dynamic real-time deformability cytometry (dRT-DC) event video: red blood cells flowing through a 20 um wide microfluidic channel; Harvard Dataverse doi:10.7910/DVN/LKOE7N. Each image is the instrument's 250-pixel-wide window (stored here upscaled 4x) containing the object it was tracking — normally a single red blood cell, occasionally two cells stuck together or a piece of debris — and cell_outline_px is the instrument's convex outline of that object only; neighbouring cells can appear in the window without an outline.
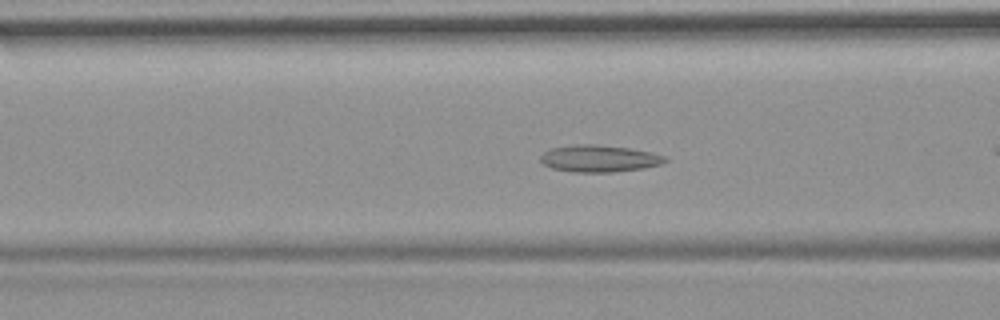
{"species": "common noctule bat (a hibernating species)", "species_latin": "Nyctalus noctula", "temperature_condition": "room temperature", "stored_images_in_passage": 48, "camera_frame_rate_fps": 3000, "um_per_image_px": 0.085, "animal": {"sex": "female", "body_mass_g": 19.9}, "frame": {"image": 1, "passage_image": 14, "time_ms": 4.333, "image_size_px": [1000, 320], "cell_outline_px": [[668, 160], [660, 164], [644, 168], [612, 172], [572, 172], [552, 168], [544, 164], [540, 160], [540, 156], [544, 152], [552, 148], [572, 144], [596, 144], [628, 148], [652, 152], [664, 156]], "centroid_in_image_um": [50.91, 13.47], "position_along_channel_um": 115.7, "area_um2": 19.54}, "authors_computed_cell_mechanics": {"area_um2": 19.1896, "velocity_mm_per_s": 3.6819, "shape_relaxation_time_tau1_ms": null, "shape_relaxation_time_tau2_ms": 5.2384, "deformation_change_tau1": null, "deformation_change_tau2": 0.1294}}